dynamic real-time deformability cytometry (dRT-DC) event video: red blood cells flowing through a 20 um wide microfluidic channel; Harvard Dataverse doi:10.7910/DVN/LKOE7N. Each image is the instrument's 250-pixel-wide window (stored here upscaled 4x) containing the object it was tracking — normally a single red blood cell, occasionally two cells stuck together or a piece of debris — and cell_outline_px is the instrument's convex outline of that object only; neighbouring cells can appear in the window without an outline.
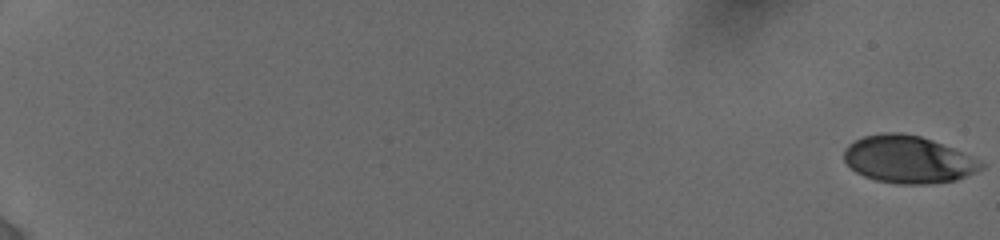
{"species": "human", "species_latin": "Homo sapiens", "temperature_condition": "cold", "stored_images_in_passage": 15, "camera_frame_rate_fps": 3000, "um_per_image_px": 0.085, "donor": {"sex": "female"}, "frame": {"image": 1, "passage_image": 1, "time_ms": 0.0, "image_size_px": [1000, 240], "cell_outline_px": [[984, 168], [976, 172], [956, 180], [928, 184], [896, 184], [876, 180], [864, 176], [856, 172], [844, 160], [844, 148], [848, 144], [864, 136], [880, 132], [900, 132], [920, 136], [932, 140], [952, 148], [984, 164]], "centroid_in_image_um": [77.15, 13.55], "position_along_channel_um": 7.8, "area_um2": 37.63}}
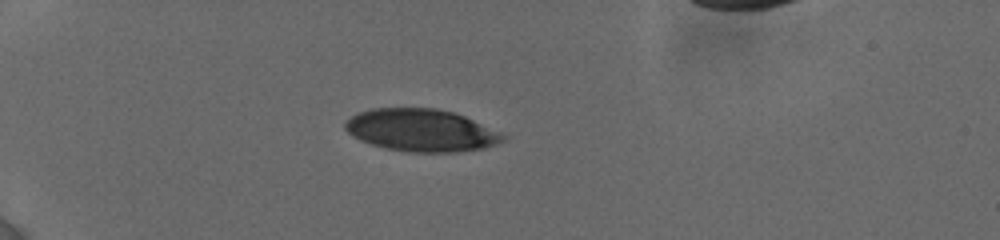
{"frame": {"image": 2, "passage_image": 11, "time_ms": 6.0, "image_size_px": [1000, 240], "cell_outline_px": [[508, 136], [504, 140], [496, 144], [484, 148], [456, 152], [408, 152], [384, 148], [360, 140], [352, 136], [344, 128], [344, 120], [360, 112], [372, 108], [436, 108], [452, 112], [464, 116], [500, 132]], "centroid_in_image_um": [35.78, 11.08], "position_along_channel_um": 49.2, "area_um2": 39.02}}
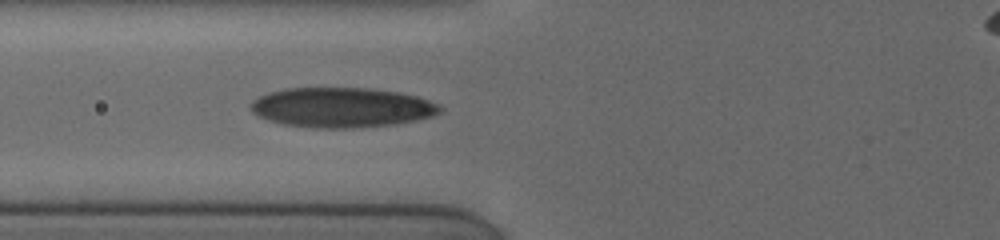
{"frame": {"image": 3, "passage_image": 15, "time_ms": 8.333, "image_size_px": [1000, 240], "cell_outline_px": [[444, 108], [440, 112], [432, 116], [416, 120], [396, 124], [352, 128], [316, 128], [284, 124], [268, 120], [252, 112], [252, 100], [260, 96], [272, 92], [288, 88], [364, 88], [396, 92], [416, 96], [440, 104]], "centroid_in_image_um": [29.08, 9.14], "position_along_channel_um": 96.7, "area_um2": 43.7}}